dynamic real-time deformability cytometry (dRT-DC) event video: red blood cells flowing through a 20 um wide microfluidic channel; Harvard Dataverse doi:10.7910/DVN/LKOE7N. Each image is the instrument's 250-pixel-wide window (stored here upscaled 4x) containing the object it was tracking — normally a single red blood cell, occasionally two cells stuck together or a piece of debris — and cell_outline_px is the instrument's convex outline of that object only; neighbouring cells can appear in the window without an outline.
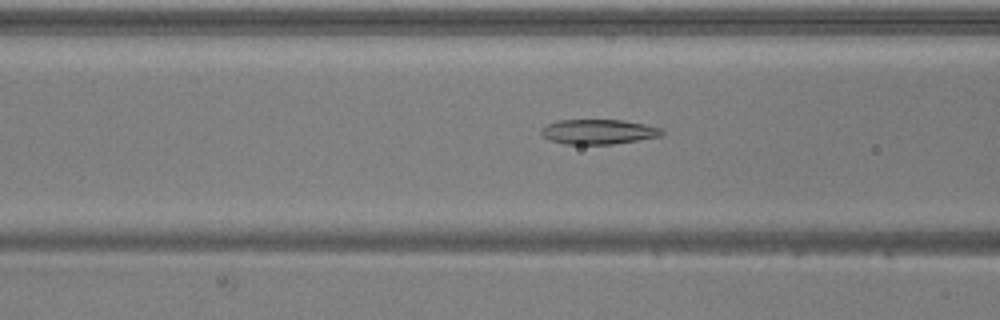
{"species": "common noctule bat (a hibernating species)", "species_latin": "Nyctalus noctula", "temperature_condition": "warm", "stored_images_in_passage": 45, "camera_frame_rate_fps": 3000, "um_per_image_px": 0.085, "animal": {"sex": "male", "body_mass_g": 20.5, "forearm_length_mm": 52.5}, "frame": {"image": 1, "passage_image": 20, "time_ms": 6.333, "image_size_px": [1000, 320], "cell_outline_px": [[664, 132], [660, 136], [612, 144], [564, 144], [548, 140], [540, 132], [540, 128], [556, 120], [624, 120], [644, 124], [660, 128]], "centroid_in_image_um": [50.81, 11.19], "position_along_channel_um": 115.8, "area_um2": 17.4}}
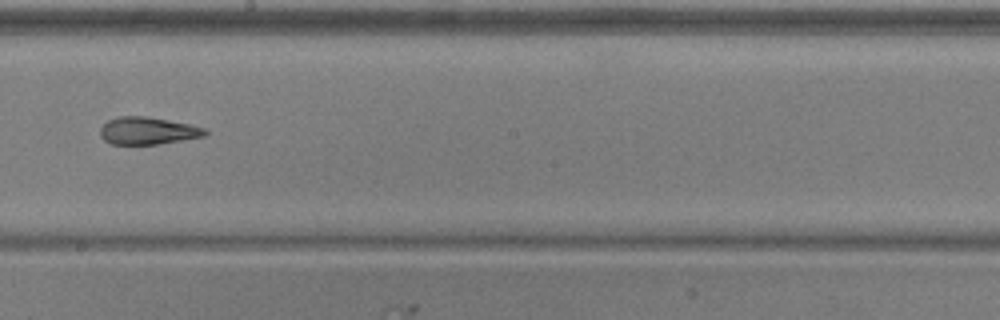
{"frame": {"image": 2, "passage_image": 29, "time_ms": 9.333, "image_size_px": [1000, 320], "cell_outline_px": [[208, 132], [204, 136], [156, 144], [112, 144], [104, 140], [100, 136], [100, 128], [108, 120], [116, 116], [144, 116], [168, 120], [188, 124], [204, 128]], "centroid_in_image_um": [12.51, 11.11], "position_along_channel_um": 235.7, "area_um2": 16.53}}
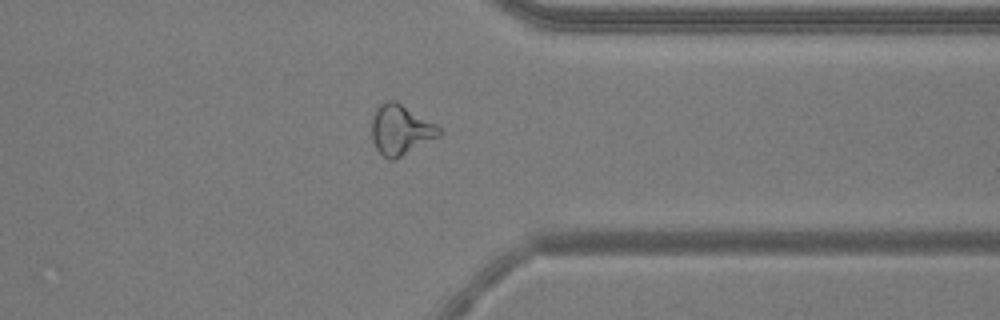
{"frame": {"image": 3, "passage_image": 40, "time_ms": 13.0, "image_size_px": [1000, 320], "cell_outline_px": [[444, 132], [440, 136], [396, 160], [388, 160], [376, 148], [372, 140], [372, 116], [376, 108], [384, 100], [396, 100], [436, 124]], "centroid_in_image_um": [34.06, 11.03], "position_along_channel_um": 377.3, "area_um2": 20.0}}